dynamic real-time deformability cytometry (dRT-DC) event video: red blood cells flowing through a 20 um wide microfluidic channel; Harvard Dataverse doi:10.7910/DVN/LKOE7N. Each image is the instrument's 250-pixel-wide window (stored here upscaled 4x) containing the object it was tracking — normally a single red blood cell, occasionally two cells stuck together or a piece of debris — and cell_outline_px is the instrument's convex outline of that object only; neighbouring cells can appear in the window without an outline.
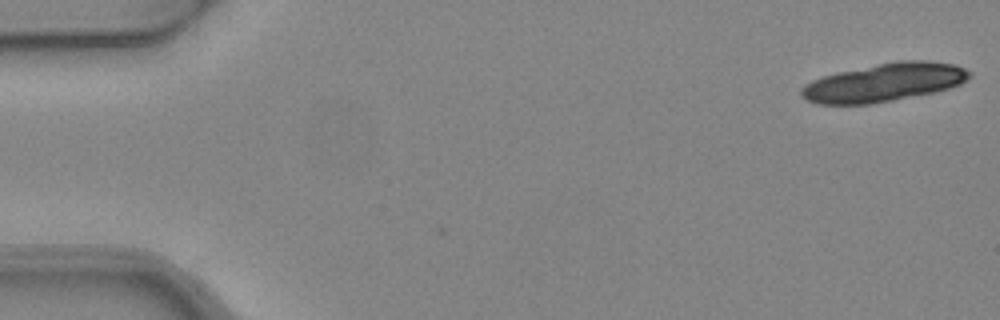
{"species": "common noctule bat (a hibernating species)", "species_latin": "Nyctalus noctula", "temperature_condition": "warm", "stored_images_in_passage": 7, "camera_frame_rate_fps": 3000, "um_per_image_px": 0.085, "animal": {"sex": "female", "body_mass_g": 24.6, "forearm_length_mm": 56.2}, "frame": {"image": 1, "passage_image": 1, "time_ms": 0.0, "image_size_px": [1000, 320], "cell_outline_px": [[972, 76], [968, 80], [960, 84], [936, 92], [872, 104], [816, 104], [800, 96], [800, 88], [804, 84], [812, 80], [824, 76], [840, 72], [896, 60], [924, 60], [956, 64], [972, 72]], "centroid_in_image_um": [75.18, 7.01], "position_along_channel_um": 9.8, "area_um2": 37.63}}